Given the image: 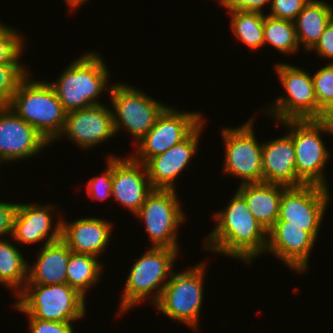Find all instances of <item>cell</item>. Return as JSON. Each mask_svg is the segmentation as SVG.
<instances>
[{
	"label": "cell",
	"mask_w": 333,
	"mask_h": 333,
	"mask_svg": "<svg viewBox=\"0 0 333 333\" xmlns=\"http://www.w3.org/2000/svg\"><path fill=\"white\" fill-rule=\"evenodd\" d=\"M224 208L214 213L216 227L207 235L202 247L250 263L265 251L267 231L250 212L245 198L238 191Z\"/></svg>",
	"instance_id": "cell-1"
},
{
	"label": "cell",
	"mask_w": 333,
	"mask_h": 333,
	"mask_svg": "<svg viewBox=\"0 0 333 333\" xmlns=\"http://www.w3.org/2000/svg\"><path fill=\"white\" fill-rule=\"evenodd\" d=\"M103 60L95 51L86 52L71 62L58 80L49 82L66 112L102 105L98 97L111 89Z\"/></svg>",
	"instance_id": "cell-2"
},
{
	"label": "cell",
	"mask_w": 333,
	"mask_h": 333,
	"mask_svg": "<svg viewBox=\"0 0 333 333\" xmlns=\"http://www.w3.org/2000/svg\"><path fill=\"white\" fill-rule=\"evenodd\" d=\"M28 74L18 85L8 106L52 143L63 131L67 112L49 82Z\"/></svg>",
	"instance_id": "cell-3"
},
{
	"label": "cell",
	"mask_w": 333,
	"mask_h": 333,
	"mask_svg": "<svg viewBox=\"0 0 333 333\" xmlns=\"http://www.w3.org/2000/svg\"><path fill=\"white\" fill-rule=\"evenodd\" d=\"M178 251L180 252L179 249L151 246L143 256L137 258L125 281L119 315H123L122 313L127 312L137 303L147 300L148 297L154 304L158 301L163 288L174 272L171 269Z\"/></svg>",
	"instance_id": "cell-4"
},
{
	"label": "cell",
	"mask_w": 333,
	"mask_h": 333,
	"mask_svg": "<svg viewBox=\"0 0 333 333\" xmlns=\"http://www.w3.org/2000/svg\"><path fill=\"white\" fill-rule=\"evenodd\" d=\"M16 298V310L44 321L74 322L86 315V297L67 283L25 284Z\"/></svg>",
	"instance_id": "cell-5"
},
{
	"label": "cell",
	"mask_w": 333,
	"mask_h": 333,
	"mask_svg": "<svg viewBox=\"0 0 333 333\" xmlns=\"http://www.w3.org/2000/svg\"><path fill=\"white\" fill-rule=\"evenodd\" d=\"M284 125L295 148V169L305 184H316L329 188L324 169L330 152L322 141V133L333 134V129L324 119L286 120L275 123ZM321 134V136H320Z\"/></svg>",
	"instance_id": "cell-6"
},
{
	"label": "cell",
	"mask_w": 333,
	"mask_h": 333,
	"mask_svg": "<svg viewBox=\"0 0 333 333\" xmlns=\"http://www.w3.org/2000/svg\"><path fill=\"white\" fill-rule=\"evenodd\" d=\"M206 264L198 263L181 273L173 272L158 301L153 304L167 318L185 323L195 331L201 315Z\"/></svg>",
	"instance_id": "cell-7"
},
{
	"label": "cell",
	"mask_w": 333,
	"mask_h": 333,
	"mask_svg": "<svg viewBox=\"0 0 333 333\" xmlns=\"http://www.w3.org/2000/svg\"><path fill=\"white\" fill-rule=\"evenodd\" d=\"M278 79L286 94L277 98L267 109L275 122L286 120L324 119L325 112L318 106L312 75L303 69L286 64L275 65Z\"/></svg>",
	"instance_id": "cell-8"
},
{
	"label": "cell",
	"mask_w": 333,
	"mask_h": 333,
	"mask_svg": "<svg viewBox=\"0 0 333 333\" xmlns=\"http://www.w3.org/2000/svg\"><path fill=\"white\" fill-rule=\"evenodd\" d=\"M108 94L113 107L111 112L115 134L125 128L137 140L136 143L148 133L167 107L125 83L112 84Z\"/></svg>",
	"instance_id": "cell-9"
},
{
	"label": "cell",
	"mask_w": 333,
	"mask_h": 333,
	"mask_svg": "<svg viewBox=\"0 0 333 333\" xmlns=\"http://www.w3.org/2000/svg\"><path fill=\"white\" fill-rule=\"evenodd\" d=\"M176 190L154 189L135 214L143 220L152 247L179 249L178 226L186 215Z\"/></svg>",
	"instance_id": "cell-10"
},
{
	"label": "cell",
	"mask_w": 333,
	"mask_h": 333,
	"mask_svg": "<svg viewBox=\"0 0 333 333\" xmlns=\"http://www.w3.org/2000/svg\"><path fill=\"white\" fill-rule=\"evenodd\" d=\"M254 117L237 128H222L225 155L223 174L234 175L246 183L263 182L262 143L254 133Z\"/></svg>",
	"instance_id": "cell-11"
},
{
	"label": "cell",
	"mask_w": 333,
	"mask_h": 333,
	"mask_svg": "<svg viewBox=\"0 0 333 333\" xmlns=\"http://www.w3.org/2000/svg\"><path fill=\"white\" fill-rule=\"evenodd\" d=\"M329 195V188L316 184L286 187L281 192L277 221L287 222V226L300 227L317 241Z\"/></svg>",
	"instance_id": "cell-12"
},
{
	"label": "cell",
	"mask_w": 333,
	"mask_h": 333,
	"mask_svg": "<svg viewBox=\"0 0 333 333\" xmlns=\"http://www.w3.org/2000/svg\"><path fill=\"white\" fill-rule=\"evenodd\" d=\"M202 113L181 112L167 106L154 126L137 142V151L131 157L145 164L150 158L163 154L183 141L203 120Z\"/></svg>",
	"instance_id": "cell-13"
},
{
	"label": "cell",
	"mask_w": 333,
	"mask_h": 333,
	"mask_svg": "<svg viewBox=\"0 0 333 333\" xmlns=\"http://www.w3.org/2000/svg\"><path fill=\"white\" fill-rule=\"evenodd\" d=\"M46 145L50 143L34 127L8 105L0 106V164L38 155Z\"/></svg>",
	"instance_id": "cell-14"
},
{
	"label": "cell",
	"mask_w": 333,
	"mask_h": 333,
	"mask_svg": "<svg viewBox=\"0 0 333 333\" xmlns=\"http://www.w3.org/2000/svg\"><path fill=\"white\" fill-rule=\"evenodd\" d=\"M111 111L102 104L67 112L58 138L66 136L83 149H88L115 137Z\"/></svg>",
	"instance_id": "cell-15"
},
{
	"label": "cell",
	"mask_w": 333,
	"mask_h": 333,
	"mask_svg": "<svg viewBox=\"0 0 333 333\" xmlns=\"http://www.w3.org/2000/svg\"><path fill=\"white\" fill-rule=\"evenodd\" d=\"M146 165L131 156L112 157V197L134 215L153 191Z\"/></svg>",
	"instance_id": "cell-16"
},
{
	"label": "cell",
	"mask_w": 333,
	"mask_h": 333,
	"mask_svg": "<svg viewBox=\"0 0 333 333\" xmlns=\"http://www.w3.org/2000/svg\"><path fill=\"white\" fill-rule=\"evenodd\" d=\"M205 121L203 120L183 141L145 163L153 189L176 190L174 181L196 154Z\"/></svg>",
	"instance_id": "cell-17"
},
{
	"label": "cell",
	"mask_w": 333,
	"mask_h": 333,
	"mask_svg": "<svg viewBox=\"0 0 333 333\" xmlns=\"http://www.w3.org/2000/svg\"><path fill=\"white\" fill-rule=\"evenodd\" d=\"M315 242L316 240L300 227L287 226V222L276 221L267 231L265 251L272 253L300 274L309 269V254Z\"/></svg>",
	"instance_id": "cell-18"
},
{
	"label": "cell",
	"mask_w": 333,
	"mask_h": 333,
	"mask_svg": "<svg viewBox=\"0 0 333 333\" xmlns=\"http://www.w3.org/2000/svg\"><path fill=\"white\" fill-rule=\"evenodd\" d=\"M55 209L54 205L18 203L11 235L13 241L29 245L45 240L44 246L61 239V219L52 226L51 213Z\"/></svg>",
	"instance_id": "cell-19"
},
{
	"label": "cell",
	"mask_w": 333,
	"mask_h": 333,
	"mask_svg": "<svg viewBox=\"0 0 333 333\" xmlns=\"http://www.w3.org/2000/svg\"><path fill=\"white\" fill-rule=\"evenodd\" d=\"M113 224L100 218H82L67 222L61 218V240L74 253L98 257L112 235Z\"/></svg>",
	"instance_id": "cell-20"
},
{
	"label": "cell",
	"mask_w": 333,
	"mask_h": 333,
	"mask_svg": "<svg viewBox=\"0 0 333 333\" xmlns=\"http://www.w3.org/2000/svg\"><path fill=\"white\" fill-rule=\"evenodd\" d=\"M295 161L294 143L288 134L263 143V182L285 187L305 184L296 174Z\"/></svg>",
	"instance_id": "cell-21"
},
{
	"label": "cell",
	"mask_w": 333,
	"mask_h": 333,
	"mask_svg": "<svg viewBox=\"0 0 333 333\" xmlns=\"http://www.w3.org/2000/svg\"><path fill=\"white\" fill-rule=\"evenodd\" d=\"M39 252L37 261L33 265H28L26 284L66 283V269L72 252L68 246L59 239L44 245Z\"/></svg>",
	"instance_id": "cell-22"
},
{
	"label": "cell",
	"mask_w": 333,
	"mask_h": 333,
	"mask_svg": "<svg viewBox=\"0 0 333 333\" xmlns=\"http://www.w3.org/2000/svg\"><path fill=\"white\" fill-rule=\"evenodd\" d=\"M285 188L259 182L242 184L237 191L245 198L253 216L268 231L278 220L281 192Z\"/></svg>",
	"instance_id": "cell-23"
},
{
	"label": "cell",
	"mask_w": 333,
	"mask_h": 333,
	"mask_svg": "<svg viewBox=\"0 0 333 333\" xmlns=\"http://www.w3.org/2000/svg\"><path fill=\"white\" fill-rule=\"evenodd\" d=\"M333 19V7L323 0H310L293 21L299 42L310 50Z\"/></svg>",
	"instance_id": "cell-24"
},
{
	"label": "cell",
	"mask_w": 333,
	"mask_h": 333,
	"mask_svg": "<svg viewBox=\"0 0 333 333\" xmlns=\"http://www.w3.org/2000/svg\"><path fill=\"white\" fill-rule=\"evenodd\" d=\"M28 265L16 246L0 239V284L14 290L16 296L27 283Z\"/></svg>",
	"instance_id": "cell-25"
},
{
	"label": "cell",
	"mask_w": 333,
	"mask_h": 333,
	"mask_svg": "<svg viewBox=\"0 0 333 333\" xmlns=\"http://www.w3.org/2000/svg\"><path fill=\"white\" fill-rule=\"evenodd\" d=\"M97 258L99 257L90 254L70 253L66 283L84 297L88 294L87 290L95 286L102 275V263Z\"/></svg>",
	"instance_id": "cell-26"
},
{
	"label": "cell",
	"mask_w": 333,
	"mask_h": 333,
	"mask_svg": "<svg viewBox=\"0 0 333 333\" xmlns=\"http://www.w3.org/2000/svg\"><path fill=\"white\" fill-rule=\"evenodd\" d=\"M231 15V29L237 40H241L252 50L264 46V13L252 11H233Z\"/></svg>",
	"instance_id": "cell-27"
},
{
	"label": "cell",
	"mask_w": 333,
	"mask_h": 333,
	"mask_svg": "<svg viewBox=\"0 0 333 333\" xmlns=\"http://www.w3.org/2000/svg\"><path fill=\"white\" fill-rule=\"evenodd\" d=\"M264 45L269 44L280 53L292 54L299 49L294 22L264 15Z\"/></svg>",
	"instance_id": "cell-28"
},
{
	"label": "cell",
	"mask_w": 333,
	"mask_h": 333,
	"mask_svg": "<svg viewBox=\"0 0 333 333\" xmlns=\"http://www.w3.org/2000/svg\"><path fill=\"white\" fill-rule=\"evenodd\" d=\"M23 35L0 22V64H21ZM20 57V58H19Z\"/></svg>",
	"instance_id": "cell-29"
},
{
	"label": "cell",
	"mask_w": 333,
	"mask_h": 333,
	"mask_svg": "<svg viewBox=\"0 0 333 333\" xmlns=\"http://www.w3.org/2000/svg\"><path fill=\"white\" fill-rule=\"evenodd\" d=\"M23 64H0V106L11 101L20 82L30 73Z\"/></svg>",
	"instance_id": "cell-30"
},
{
	"label": "cell",
	"mask_w": 333,
	"mask_h": 333,
	"mask_svg": "<svg viewBox=\"0 0 333 333\" xmlns=\"http://www.w3.org/2000/svg\"><path fill=\"white\" fill-rule=\"evenodd\" d=\"M318 106L327 113L333 106V63H327L312 75Z\"/></svg>",
	"instance_id": "cell-31"
},
{
	"label": "cell",
	"mask_w": 333,
	"mask_h": 333,
	"mask_svg": "<svg viewBox=\"0 0 333 333\" xmlns=\"http://www.w3.org/2000/svg\"><path fill=\"white\" fill-rule=\"evenodd\" d=\"M112 157L114 155L108 157L107 167L103 174L88 180L86 189L92 199L103 201L112 196Z\"/></svg>",
	"instance_id": "cell-32"
},
{
	"label": "cell",
	"mask_w": 333,
	"mask_h": 333,
	"mask_svg": "<svg viewBox=\"0 0 333 333\" xmlns=\"http://www.w3.org/2000/svg\"><path fill=\"white\" fill-rule=\"evenodd\" d=\"M310 0H272L271 13L267 14L277 19L294 21Z\"/></svg>",
	"instance_id": "cell-33"
},
{
	"label": "cell",
	"mask_w": 333,
	"mask_h": 333,
	"mask_svg": "<svg viewBox=\"0 0 333 333\" xmlns=\"http://www.w3.org/2000/svg\"><path fill=\"white\" fill-rule=\"evenodd\" d=\"M28 316L30 333H74L73 322L44 321Z\"/></svg>",
	"instance_id": "cell-34"
},
{
	"label": "cell",
	"mask_w": 333,
	"mask_h": 333,
	"mask_svg": "<svg viewBox=\"0 0 333 333\" xmlns=\"http://www.w3.org/2000/svg\"><path fill=\"white\" fill-rule=\"evenodd\" d=\"M18 203L0 201V239L4 236L9 237L13 231V221Z\"/></svg>",
	"instance_id": "cell-35"
},
{
	"label": "cell",
	"mask_w": 333,
	"mask_h": 333,
	"mask_svg": "<svg viewBox=\"0 0 333 333\" xmlns=\"http://www.w3.org/2000/svg\"><path fill=\"white\" fill-rule=\"evenodd\" d=\"M309 51H316L317 55L324 57V59H333V19L327 25L317 43Z\"/></svg>",
	"instance_id": "cell-36"
},
{
	"label": "cell",
	"mask_w": 333,
	"mask_h": 333,
	"mask_svg": "<svg viewBox=\"0 0 333 333\" xmlns=\"http://www.w3.org/2000/svg\"><path fill=\"white\" fill-rule=\"evenodd\" d=\"M272 0H226L222 6L227 8L228 12L233 11H252L261 12L266 5H271Z\"/></svg>",
	"instance_id": "cell-37"
},
{
	"label": "cell",
	"mask_w": 333,
	"mask_h": 333,
	"mask_svg": "<svg viewBox=\"0 0 333 333\" xmlns=\"http://www.w3.org/2000/svg\"><path fill=\"white\" fill-rule=\"evenodd\" d=\"M65 3H67L66 5H68L70 8V10L74 11L75 8L77 9L78 7H80L83 3L86 2V0H64ZM72 7V8H71Z\"/></svg>",
	"instance_id": "cell-38"
},
{
	"label": "cell",
	"mask_w": 333,
	"mask_h": 333,
	"mask_svg": "<svg viewBox=\"0 0 333 333\" xmlns=\"http://www.w3.org/2000/svg\"><path fill=\"white\" fill-rule=\"evenodd\" d=\"M324 120L328 123V125L333 129V106L331 109L325 114Z\"/></svg>",
	"instance_id": "cell-39"
},
{
	"label": "cell",
	"mask_w": 333,
	"mask_h": 333,
	"mask_svg": "<svg viewBox=\"0 0 333 333\" xmlns=\"http://www.w3.org/2000/svg\"><path fill=\"white\" fill-rule=\"evenodd\" d=\"M218 1V0H217ZM226 0H219V4L222 5Z\"/></svg>",
	"instance_id": "cell-40"
}]
</instances>
